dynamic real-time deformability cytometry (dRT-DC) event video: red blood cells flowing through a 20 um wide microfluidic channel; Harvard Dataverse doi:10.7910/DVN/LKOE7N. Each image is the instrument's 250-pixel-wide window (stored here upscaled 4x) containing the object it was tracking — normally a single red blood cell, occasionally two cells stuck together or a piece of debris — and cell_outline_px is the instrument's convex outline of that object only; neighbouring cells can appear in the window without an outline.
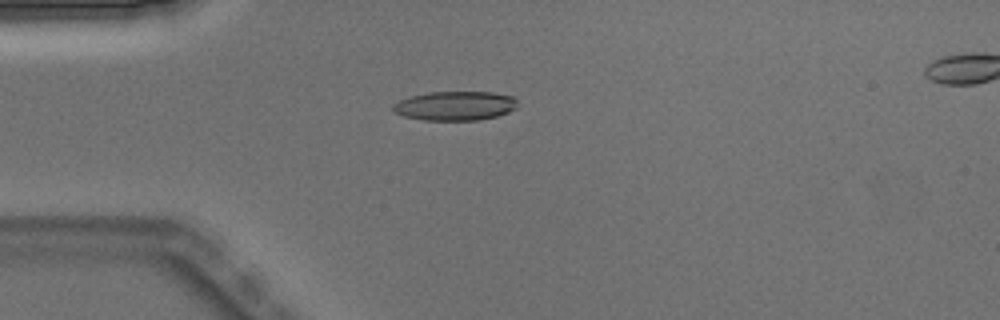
{"species": "Egyptian fruit bat (a non-hibernating species)", "species_latin": "Rousettus aegyptiacus", "temperature_condition": "warm", "stored_images_in_passage": 5, "camera_frame_rate_fps": 3000, "um_per_image_px": 0.085, "animal": {"sex": "male"}, "frame": {"image": 1, "passage_image": 4, "time_ms": 1.0, "image_size_px": [1000, 320], "cell_outline_px": [[516, 108], [508, 112], [496, 116], [476, 120], [424, 120], [404, 116], [396, 112], [392, 108], [392, 104], [400, 100], [412, 96], [428, 92], [492, 92], [512, 96], [516, 100]], "centroid_in_image_um": [38.68, 8.99], "position_along_channel_um": 46.3, "area_um2": 20.98}}